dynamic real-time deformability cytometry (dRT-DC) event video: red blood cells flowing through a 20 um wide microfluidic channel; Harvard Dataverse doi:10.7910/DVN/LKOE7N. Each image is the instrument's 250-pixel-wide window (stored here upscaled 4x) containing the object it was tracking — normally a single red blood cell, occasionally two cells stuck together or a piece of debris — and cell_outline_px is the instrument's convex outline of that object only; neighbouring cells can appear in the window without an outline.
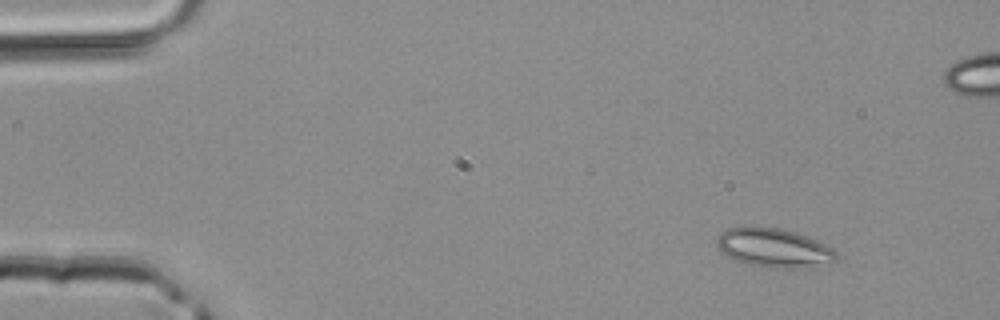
{"species": "common noctule bat (a hibernating species)", "species_latin": "Nyctalus noctula", "temperature_condition": "room temperature", "stored_images_in_passage": 42, "segment_of_instrument_passage": [1, 2], "camera_frame_rate_fps": 3000, "um_per_image_px": 0.085, "animal": {"sex": "male", "body_mass_g": 20.4}, "frame": {"image": 1, "passage_image": 1, "time_ms": 0.0, "image_size_px": [1000, 320], "cell_outline_px": [[836, 260], [792, 268], [768, 268], [748, 264], [736, 260], [720, 252], [716, 244], [716, 240], [720, 232], [728, 228], [780, 228], [796, 232], [808, 236], [828, 244], [836, 252]], "centroid_in_image_um": [65.74, 21.06], "position_along_channel_um": 19.3, "area_um2": 26.65}}
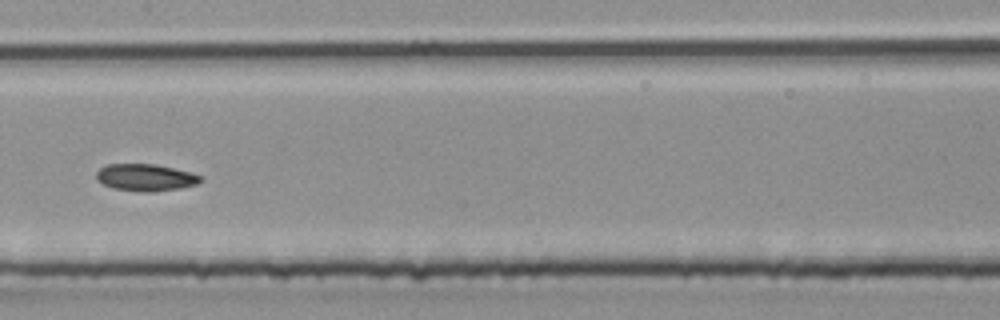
{"frame": {"image": 2, "passage_image": 19, "time_ms": 6.0, "image_size_px": [1000, 320], "cell_outline_px": [[204, 180], [196, 184], [180, 188], [148, 192], [144, 192], [112, 188], [96, 180], [96, 172], [104, 164], [156, 164], [192, 172], [204, 176]], "centroid_in_image_um": [12.39, 15.07], "position_along_channel_um": 195.0, "area_um2": 16.59}}
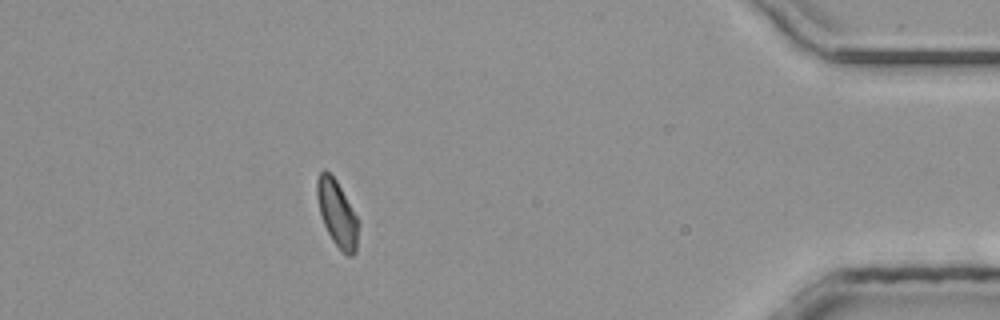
{"frame": {"image": 3, "passage_image": 36, "time_ms": 11.667, "image_size_px": [1000, 320], "cell_outline_px": [[356, 252], [352, 256], [348, 256], [332, 240], [324, 224], [320, 212], [316, 196], [316, 180], [320, 172], [324, 168], [336, 180], [356, 216]], "centroid_in_image_um": [28.6, 18.1], "position_along_channel_um": 406.6, "area_um2": 15.32}}